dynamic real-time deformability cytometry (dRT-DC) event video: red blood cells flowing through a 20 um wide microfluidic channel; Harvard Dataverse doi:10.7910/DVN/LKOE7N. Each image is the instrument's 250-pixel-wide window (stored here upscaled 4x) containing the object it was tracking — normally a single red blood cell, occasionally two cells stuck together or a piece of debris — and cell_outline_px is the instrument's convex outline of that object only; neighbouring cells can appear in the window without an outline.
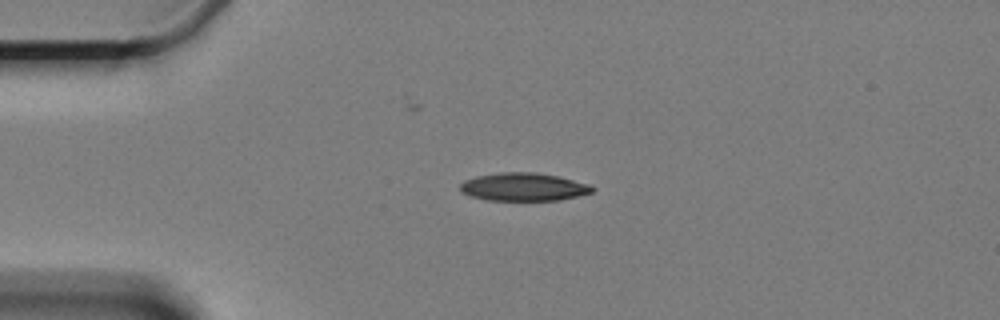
{"species": "Egyptian fruit bat (a non-hibernating species)", "species_latin": "Rousettus aegyptiacus", "temperature_condition": "cold", "stored_images_in_passage": 3, "camera_frame_rate_fps": 3000, "um_per_image_px": 0.085, "animal": {"sex": "female"}, "frame": {"image": 1, "passage_image": 3, "time_ms": 3.333, "image_size_px": [1000, 320], "cell_outline_px": [[596, 188], [592, 192], [580, 196], [560, 200], [488, 200], [468, 196], [460, 192], [460, 184], [464, 180], [476, 176], [500, 172], [532, 172], [556, 176], [592, 184]], "centroid_in_image_um": [44.51, 15.89], "position_along_channel_um": 40.5, "area_um2": 21.79}}